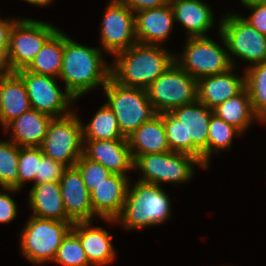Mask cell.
I'll return each instance as SVG.
<instances>
[{"mask_svg":"<svg viewBox=\"0 0 266 266\" xmlns=\"http://www.w3.org/2000/svg\"><path fill=\"white\" fill-rule=\"evenodd\" d=\"M212 114L213 110L198 100L162 113L170 150L194 156L208 168V131Z\"/></svg>","mask_w":266,"mask_h":266,"instance_id":"cell-1","label":"cell"},{"mask_svg":"<svg viewBox=\"0 0 266 266\" xmlns=\"http://www.w3.org/2000/svg\"><path fill=\"white\" fill-rule=\"evenodd\" d=\"M102 48L76 43L64 33V51L59 78L65 91L78 99L89 90L104 87L110 78L111 65L102 58Z\"/></svg>","mask_w":266,"mask_h":266,"instance_id":"cell-2","label":"cell"},{"mask_svg":"<svg viewBox=\"0 0 266 266\" xmlns=\"http://www.w3.org/2000/svg\"><path fill=\"white\" fill-rule=\"evenodd\" d=\"M114 57L110 77L120 85L146 89L174 62L175 55L161 45L136 43Z\"/></svg>","mask_w":266,"mask_h":266,"instance_id":"cell-3","label":"cell"},{"mask_svg":"<svg viewBox=\"0 0 266 266\" xmlns=\"http://www.w3.org/2000/svg\"><path fill=\"white\" fill-rule=\"evenodd\" d=\"M127 188L123 210L116 219L106 222H119L126 229H143L164 223L171 216V202L161 186L135 181Z\"/></svg>","mask_w":266,"mask_h":266,"instance_id":"cell-4","label":"cell"},{"mask_svg":"<svg viewBox=\"0 0 266 266\" xmlns=\"http://www.w3.org/2000/svg\"><path fill=\"white\" fill-rule=\"evenodd\" d=\"M103 89L108 98L106 104L114 112L125 138L158 115L146 89L120 85L111 77Z\"/></svg>","mask_w":266,"mask_h":266,"instance_id":"cell-5","label":"cell"},{"mask_svg":"<svg viewBox=\"0 0 266 266\" xmlns=\"http://www.w3.org/2000/svg\"><path fill=\"white\" fill-rule=\"evenodd\" d=\"M72 221H57L31 216L20 233V246L26 259L35 264L52 261Z\"/></svg>","mask_w":266,"mask_h":266,"instance_id":"cell-6","label":"cell"},{"mask_svg":"<svg viewBox=\"0 0 266 266\" xmlns=\"http://www.w3.org/2000/svg\"><path fill=\"white\" fill-rule=\"evenodd\" d=\"M206 169L194 156L174 151L139 155L134 159L133 169L142 171L140 182L160 186L161 183L181 184L194 175V166Z\"/></svg>","mask_w":266,"mask_h":266,"instance_id":"cell-7","label":"cell"},{"mask_svg":"<svg viewBox=\"0 0 266 266\" xmlns=\"http://www.w3.org/2000/svg\"><path fill=\"white\" fill-rule=\"evenodd\" d=\"M146 91L158 114L198 100L197 80L175 61L146 88Z\"/></svg>","mask_w":266,"mask_h":266,"instance_id":"cell-8","label":"cell"},{"mask_svg":"<svg viewBox=\"0 0 266 266\" xmlns=\"http://www.w3.org/2000/svg\"><path fill=\"white\" fill-rule=\"evenodd\" d=\"M219 26V36L230 52L228 56L232 66L235 67V59L230 54L252 65L266 62V35L257 31L242 16L227 13Z\"/></svg>","mask_w":266,"mask_h":266,"instance_id":"cell-9","label":"cell"},{"mask_svg":"<svg viewBox=\"0 0 266 266\" xmlns=\"http://www.w3.org/2000/svg\"><path fill=\"white\" fill-rule=\"evenodd\" d=\"M83 123L74 112L53 118L40 146L43 154L50 159L72 167L83 154Z\"/></svg>","mask_w":266,"mask_h":266,"instance_id":"cell-10","label":"cell"},{"mask_svg":"<svg viewBox=\"0 0 266 266\" xmlns=\"http://www.w3.org/2000/svg\"><path fill=\"white\" fill-rule=\"evenodd\" d=\"M174 61L196 80L206 76L221 74L232 68L227 47L210 37H187L181 56Z\"/></svg>","mask_w":266,"mask_h":266,"instance_id":"cell-11","label":"cell"},{"mask_svg":"<svg viewBox=\"0 0 266 266\" xmlns=\"http://www.w3.org/2000/svg\"><path fill=\"white\" fill-rule=\"evenodd\" d=\"M57 30L58 28L47 22L19 19L10 34L8 56L12 71L26 69Z\"/></svg>","mask_w":266,"mask_h":266,"instance_id":"cell-12","label":"cell"},{"mask_svg":"<svg viewBox=\"0 0 266 266\" xmlns=\"http://www.w3.org/2000/svg\"><path fill=\"white\" fill-rule=\"evenodd\" d=\"M16 73L26 86L31 109L52 118L65 117L73 112L69 106L75 98L69 92L61 91L56 77L35 74L26 69Z\"/></svg>","mask_w":266,"mask_h":266,"instance_id":"cell-13","label":"cell"},{"mask_svg":"<svg viewBox=\"0 0 266 266\" xmlns=\"http://www.w3.org/2000/svg\"><path fill=\"white\" fill-rule=\"evenodd\" d=\"M101 44L109 54H117L138 43L135 14L122 0L108 3L101 24Z\"/></svg>","mask_w":266,"mask_h":266,"instance_id":"cell-14","label":"cell"},{"mask_svg":"<svg viewBox=\"0 0 266 266\" xmlns=\"http://www.w3.org/2000/svg\"><path fill=\"white\" fill-rule=\"evenodd\" d=\"M59 183L67 217L73 223L92 221L96 215L79 170L75 166L66 167Z\"/></svg>","mask_w":266,"mask_h":266,"instance_id":"cell-15","label":"cell"},{"mask_svg":"<svg viewBox=\"0 0 266 266\" xmlns=\"http://www.w3.org/2000/svg\"><path fill=\"white\" fill-rule=\"evenodd\" d=\"M83 141V155L102 164L112 174L127 176L126 173L133 170L134 160L127 139Z\"/></svg>","mask_w":266,"mask_h":266,"instance_id":"cell-16","label":"cell"},{"mask_svg":"<svg viewBox=\"0 0 266 266\" xmlns=\"http://www.w3.org/2000/svg\"><path fill=\"white\" fill-rule=\"evenodd\" d=\"M129 179L127 176L112 174L90 193L93 212L101 219H116L122 212L126 199Z\"/></svg>","mask_w":266,"mask_h":266,"instance_id":"cell-17","label":"cell"},{"mask_svg":"<svg viewBox=\"0 0 266 266\" xmlns=\"http://www.w3.org/2000/svg\"><path fill=\"white\" fill-rule=\"evenodd\" d=\"M237 67L228 71L206 76L197 80L198 101L209 109H214L227 99L236 96L245 88V73L243 77L234 74Z\"/></svg>","mask_w":266,"mask_h":266,"instance_id":"cell-18","label":"cell"},{"mask_svg":"<svg viewBox=\"0 0 266 266\" xmlns=\"http://www.w3.org/2000/svg\"><path fill=\"white\" fill-rule=\"evenodd\" d=\"M171 4L145 9L135 13L136 38L138 43L160 45L166 41L174 24Z\"/></svg>","mask_w":266,"mask_h":266,"instance_id":"cell-19","label":"cell"},{"mask_svg":"<svg viewBox=\"0 0 266 266\" xmlns=\"http://www.w3.org/2000/svg\"><path fill=\"white\" fill-rule=\"evenodd\" d=\"M90 222H76L72 229L78 234L80 243L91 266L109 265L114 258L115 249L111 242L113 236L102 227H92Z\"/></svg>","mask_w":266,"mask_h":266,"instance_id":"cell-20","label":"cell"},{"mask_svg":"<svg viewBox=\"0 0 266 266\" xmlns=\"http://www.w3.org/2000/svg\"><path fill=\"white\" fill-rule=\"evenodd\" d=\"M32 216L57 221H71L67 217L59 182L34 183L28 196Z\"/></svg>","mask_w":266,"mask_h":266,"instance_id":"cell-21","label":"cell"},{"mask_svg":"<svg viewBox=\"0 0 266 266\" xmlns=\"http://www.w3.org/2000/svg\"><path fill=\"white\" fill-rule=\"evenodd\" d=\"M52 119L49 115L30 109L12 120L4 131H12V139L9 140L19 147H40Z\"/></svg>","mask_w":266,"mask_h":266,"instance_id":"cell-22","label":"cell"},{"mask_svg":"<svg viewBox=\"0 0 266 266\" xmlns=\"http://www.w3.org/2000/svg\"><path fill=\"white\" fill-rule=\"evenodd\" d=\"M174 19L187 30L188 37H207L214 25L211 8L201 0H170Z\"/></svg>","mask_w":266,"mask_h":266,"instance_id":"cell-23","label":"cell"},{"mask_svg":"<svg viewBox=\"0 0 266 266\" xmlns=\"http://www.w3.org/2000/svg\"><path fill=\"white\" fill-rule=\"evenodd\" d=\"M133 160L139 155L169 152L162 113L143 123L127 137Z\"/></svg>","mask_w":266,"mask_h":266,"instance_id":"cell-24","label":"cell"},{"mask_svg":"<svg viewBox=\"0 0 266 266\" xmlns=\"http://www.w3.org/2000/svg\"><path fill=\"white\" fill-rule=\"evenodd\" d=\"M31 109L26 86L16 73L4 74L0 123L5 128L12 120Z\"/></svg>","mask_w":266,"mask_h":266,"instance_id":"cell-25","label":"cell"},{"mask_svg":"<svg viewBox=\"0 0 266 266\" xmlns=\"http://www.w3.org/2000/svg\"><path fill=\"white\" fill-rule=\"evenodd\" d=\"M213 114L236 127L242 133L246 131L253 120L260 121L253 111L250 95L246 87L236 96L227 99L214 108Z\"/></svg>","mask_w":266,"mask_h":266,"instance_id":"cell-26","label":"cell"},{"mask_svg":"<svg viewBox=\"0 0 266 266\" xmlns=\"http://www.w3.org/2000/svg\"><path fill=\"white\" fill-rule=\"evenodd\" d=\"M64 51V33L58 29L36 54L26 70L52 77L60 76Z\"/></svg>","mask_w":266,"mask_h":266,"instance_id":"cell-27","label":"cell"},{"mask_svg":"<svg viewBox=\"0 0 266 266\" xmlns=\"http://www.w3.org/2000/svg\"><path fill=\"white\" fill-rule=\"evenodd\" d=\"M83 140H115L127 139L121 131L114 112L105 103L94 114L85 126L83 124Z\"/></svg>","mask_w":266,"mask_h":266,"instance_id":"cell-28","label":"cell"},{"mask_svg":"<svg viewBox=\"0 0 266 266\" xmlns=\"http://www.w3.org/2000/svg\"><path fill=\"white\" fill-rule=\"evenodd\" d=\"M244 73L253 111L261 122L266 117V62L250 64Z\"/></svg>","mask_w":266,"mask_h":266,"instance_id":"cell-29","label":"cell"},{"mask_svg":"<svg viewBox=\"0 0 266 266\" xmlns=\"http://www.w3.org/2000/svg\"><path fill=\"white\" fill-rule=\"evenodd\" d=\"M20 147L12 141L0 140V186L18 189Z\"/></svg>","mask_w":266,"mask_h":266,"instance_id":"cell-30","label":"cell"},{"mask_svg":"<svg viewBox=\"0 0 266 266\" xmlns=\"http://www.w3.org/2000/svg\"><path fill=\"white\" fill-rule=\"evenodd\" d=\"M241 133L242 132L236 127L226 123L215 114H212L209 121L208 131V164H210L211 154L214 152L219 153V151L225 149L229 150L234 135H240Z\"/></svg>","mask_w":266,"mask_h":266,"instance_id":"cell-31","label":"cell"},{"mask_svg":"<svg viewBox=\"0 0 266 266\" xmlns=\"http://www.w3.org/2000/svg\"><path fill=\"white\" fill-rule=\"evenodd\" d=\"M53 262L63 266H91L78 234L71 229L57 249Z\"/></svg>","mask_w":266,"mask_h":266,"instance_id":"cell-32","label":"cell"},{"mask_svg":"<svg viewBox=\"0 0 266 266\" xmlns=\"http://www.w3.org/2000/svg\"><path fill=\"white\" fill-rule=\"evenodd\" d=\"M43 152L40 147H20L18 161V189L24 186V182H35L38 173L39 161Z\"/></svg>","mask_w":266,"mask_h":266,"instance_id":"cell-33","label":"cell"},{"mask_svg":"<svg viewBox=\"0 0 266 266\" xmlns=\"http://www.w3.org/2000/svg\"><path fill=\"white\" fill-rule=\"evenodd\" d=\"M74 166L79 170L84 184L90 193L96 186L112 175L102 164L86 158L83 154Z\"/></svg>","mask_w":266,"mask_h":266,"instance_id":"cell-34","label":"cell"},{"mask_svg":"<svg viewBox=\"0 0 266 266\" xmlns=\"http://www.w3.org/2000/svg\"><path fill=\"white\" fill-rule=\"evenodd\" d=\"M65 168L61 162L43 154L39 161L38 173L35 175V183L59 182Z\"/></svg>","mask_w":266,"mask_h":266,"instance_id":"cell-35","label":"cell"},{"mask_svg":"<svg viewBox=\"0 0 266 266\" xmlns=\"http://www.w3.org/2000/svg\"><path fill=\"white\" fill-rule=\"evenodd\" d=\"M2 191L0 192V223H10L17 216V205L14 199L11 198L10 195L6 193V191H19V189H15L14 187H2Z\"/></svg>","mask_w":266,"mask_h":266,"instance_id":"cell-36","label":"cell"},{"mask_svg":"<svg viewBox=\"0 0 266 266\" xmlns=\"http://www.w3.org/2000/svg\"><path fill=\"white\" fill-rule=\"evenodd\" d=\"M246 7L251 9V15L243 19L261 34L266 35V2L254 3Z\"/></svg>","mask_w":266,"mask_h":266,"instance_id":"cell-37","label":"cell"},{"mask_svg":"<svg viewBox=\"0 0 266 266\" xmlns=\"http://www.w3.org/2000/svg\"><path fill=\"white\" fill-rule=\"evenodd\" d=\"M135 14L141 10L159 8L170 3V0H122Z\"/></svg>","mask_w":266,"mask_h":266,"instance_id":"cell-38","label":"cell"},{"mask_svg":"<svg viewBox=\"0 0 266 266\" xmlns=\"http://www.w3.org/2000/svg\"><path fill=\"white\" fill-rule=\"evenodd\" d=\"M19 19H2L0 18V47H9L10 34L14 24Z\"/></svg>","mask_w":266,"mask_h":266,"instance_id":"cell-39","label":"cell"},{"mask_svg":"<svg viewBox=\"0 0 266 266\" xmlns=\"http://www.w3.org/2000/svg\"><path fill=\"white\" fill-rule=\"evenodd\" d=\"M9 47H0V74H11L13 73L8 56Z\"/></svg>","mask_w":266,"mask_h":266,"instance_id":"cell-40","label":"cell"},{"mask_svg":"<svg viewBox=\"0 0 266 266\" xmlns=\"http://www.w3.org/2000/svg\"><path fill=\"white\" fill-rule=\"evenodd\" d=\"M30 4L38 5V6H48L52 3V0H24Z\"/></svg>","mask_w":266,"mask_h":266,"instance_id":"cell-41","label":"cell"},{"mask_svg":"<svg viewBox=\"0 0 266 266\" xmlns=\"http://www.w3.org/2000/svg\"><path fill=\"white\" fill-rule=\"evenodd\" d=\"M262 2H266V0H241V3L245 6H248L254 3H262Z\"/></svg>","mask_w":266,"mask_h":266,"instance_id":"cell-42","label":"cell"},{"mask_svg":"<svg viewBox=\"0 0 266 266\" xmlns=\"http://www.w3.org/2000/svg\"><path fill=\"white\" fill-rule=\"evenodd\" d=\"M4 74H0V109L2 103V90H3Z\"/></svg>","mask_w":266,"mask_h":266,"instance_id":"cell-43","label":"cell"},{"mask_svg":"<svg viewBox=\"0 0 266 266\" xmlns=\"http://www.w3.org/2000/svg\"><path fill=\"white\" fill-rule=\"evenodd\" d=\"M262 122H266V117L261 121V123H262Z\"/></svg>","mask_w":266,"mask_h":266,"instance_id":"cell-44","label":"cell"}]
</instances>
